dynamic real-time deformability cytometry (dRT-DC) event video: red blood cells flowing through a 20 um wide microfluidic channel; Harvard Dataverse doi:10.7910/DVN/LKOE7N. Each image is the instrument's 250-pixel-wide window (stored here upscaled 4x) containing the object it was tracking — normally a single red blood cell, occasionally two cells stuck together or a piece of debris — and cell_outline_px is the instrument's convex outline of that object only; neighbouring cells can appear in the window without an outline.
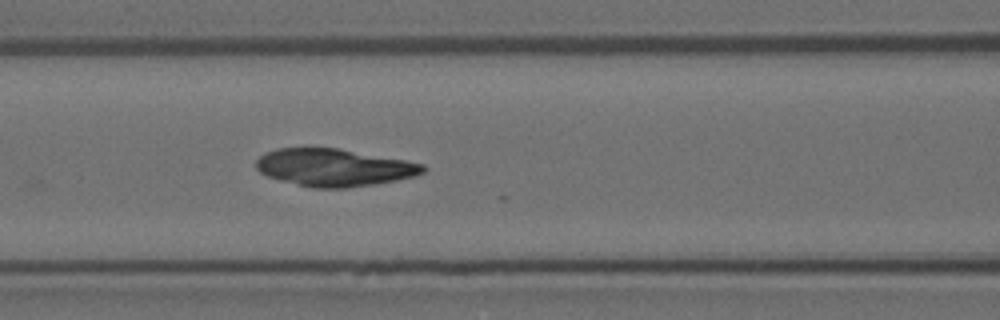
{"species": "Egyptian fruit bat (a non-hibernating species)", "species_latin": "Rousettus aegyptiacus", "temperature_condition": "room temperature", "stored_images_in_passage": 6, "camera_frame_rate_fps": 3000, "um_per_image_px": 0.085, "animal": {"sex": "female"}, "frame": {"image": 1, "passage_image": 6, "time_ms": 1.667, "image_size_px": [1000, 320], "cell_outline_px": [[428, 168], [424, 172], [416, 176], [396, 180], [348, 188], [312, 188], [268, 176], [260, 172], [256, 168], [256, 160], [260, 156], [276, 148], [336, 148], [404, 160], [424, 164]], "centroid_in_image_um": [28.41, 14.24], "position_along_channel_um": 138.2, "area_um2": 36.07}}